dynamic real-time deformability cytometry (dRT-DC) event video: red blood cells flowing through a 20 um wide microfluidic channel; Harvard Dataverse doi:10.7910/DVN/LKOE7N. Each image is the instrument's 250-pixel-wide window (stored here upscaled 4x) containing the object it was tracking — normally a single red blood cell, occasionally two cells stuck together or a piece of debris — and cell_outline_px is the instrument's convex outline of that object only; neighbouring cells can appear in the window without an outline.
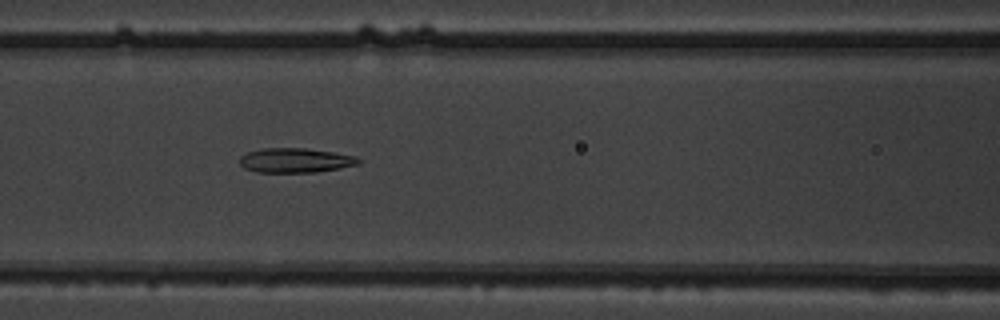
{"species": "common noctule bat (a hibernating species)", "species_latin": "Nyctalus noctula", "temperature_condition": "warm", "stored_images_in_passage": 33, "camera_frame_rate_fps": 3000, "um_per_image_px": 0.085, "animal": {"sex": "male", "body_mass_g": 19.5, "forearm_length_mm": 54.6}, "frame": {"image": 1, "passage_image": 8, "time_ms": 2.333, "image_size_px": [1000, 320], "cell_outline_px": [[360, 164], [340, 168], [316, 172], [256, 172], [244, 168], [240, 164], [240, 156], [248, 152], [264, 148], [304, 148], [332, 152], [356, 156], [360, 160]], "centroid_in_image_um": [25.1, 13.63], "position_along_channel_um": 141.5, "area_um2": 16.94}}
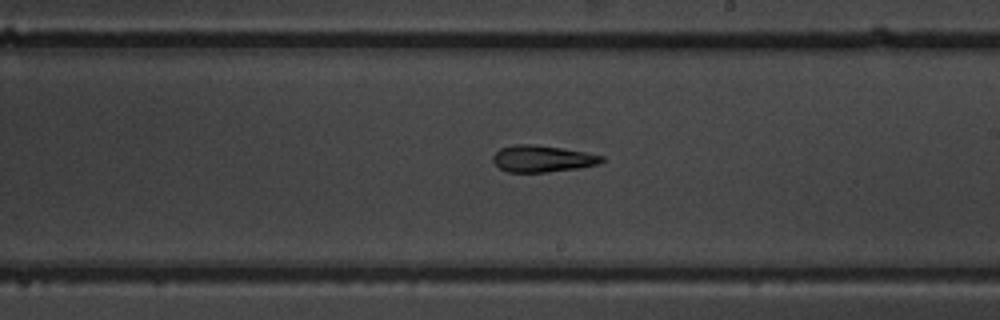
{"frame": {"image": 2, "passage_image": 16, "time_ms": 5.0, "image_size_px": [1000, 320], "cell_outline_px": [[604, 160], [596, 164], [580, 168], [548, 172], [508, 172], [500, 168], [492, 160], [492, 156], [500, 148], [516, 144], [532, 144], [560, 148], [584, 152], [604, 156]], "centroid_in_image_um": [46.08, 13.49], "position_along_channel_um": 242.9, "area_um2": 16.76}}
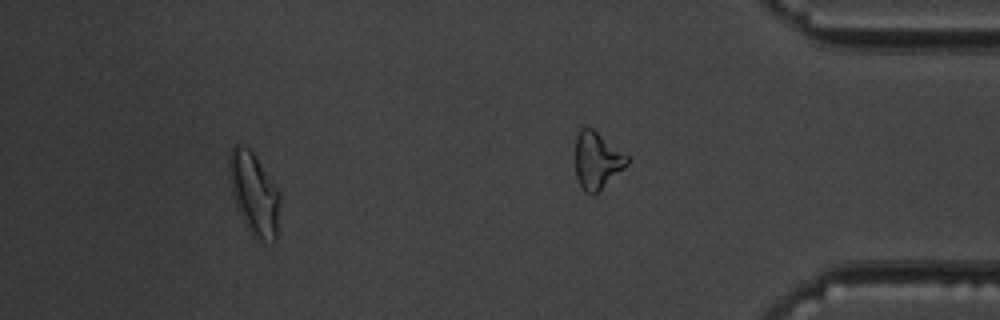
{"frame": {"image": 3, "passage_image": 28, "time_ms": 9.0, "image_size_px": [1000, 320], "cell_outline_px": [[280, 196], [276, 240], [272, 244], [256, 240], [252, 236], [236, 204], [232, 192], [228, 172], [228, 152], [236, 144], [240, 144], [248, 148], [256, 156], [280, 192]], "centroid_in_image_um": [21.6, 16.47], "position_along_channel_um": 413.6, "area_um2": 24.45}, "authors_computed_cell_mechanics": {"area_um2": 16.8198, "velocity_mm_per_s": 3.812, "shape_relaxation_time_tau1_ms": 4.4231, "shape_relaxation_time_tau2_ms": 6.1544, "deformation_change_tau1": 0.1629, "deformation_change_tau2": 0.1948}}